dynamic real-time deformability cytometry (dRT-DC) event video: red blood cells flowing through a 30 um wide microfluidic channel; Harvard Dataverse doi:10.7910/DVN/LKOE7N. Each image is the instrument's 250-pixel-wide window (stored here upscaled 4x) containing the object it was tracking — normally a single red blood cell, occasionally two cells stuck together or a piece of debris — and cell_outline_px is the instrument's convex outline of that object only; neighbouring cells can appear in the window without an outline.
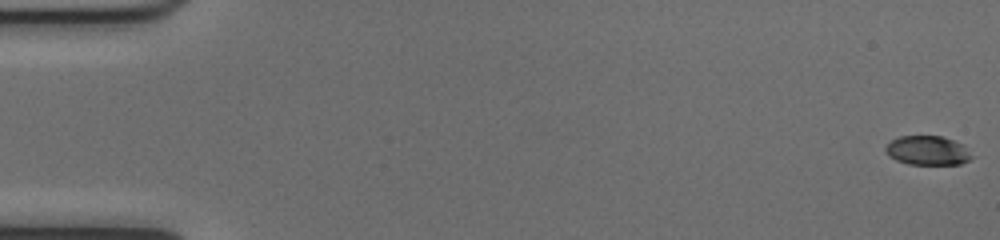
{"species": "common noctule bat (a hibernating species)", "species_latin": "Nyctalus noctula", "temperature_condition": "cold", "stored_images_in_passage": 49, "camera_frame_rate_fps": 3000, "um_per_image_px": 0.085, "animal": {"sex": "female", "body_mass_g": 17.0, "forearm_length_mm": 48.0}, "frame": {"image": 1, "passage_image": 1, "time_ms": 0.0, "image_size_px": [1000, 240], "cell_outline_px": [[972, 156], [968, 160], [960, 164], [908, 164], [896, 160], [888, 156], [884, 148], [892, 140], [900, 136], [940, 136], [952, 140], [960, 144]], "centroid_in_image_um": [78.78, 12.8], "position_along_channel_um": 6.2, "area_um2": 14.33}}
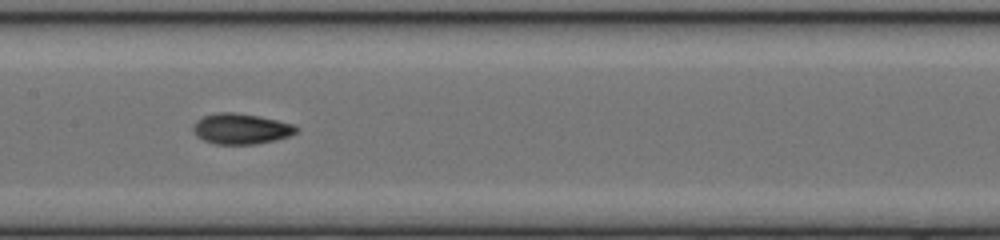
{"frame": {"image": 2, "passage_image": 27, "time_ms": 8.667, "image_size_px": [1000, 240], "cell_outline_px": [[300, 128], [296, 132], [288, 136], [276, 140], [256, 144], [216, 144], [204, 140], [196, 136], [192, 128], [192, 124], [196, 120], [204, 116], [216, 112], [236, 112], [260, 116], [292, 124]], "centroid_in_image_um": [20.46, 10.94], "position_along_channel_um": 186.9, "area_um2": 18.5}}
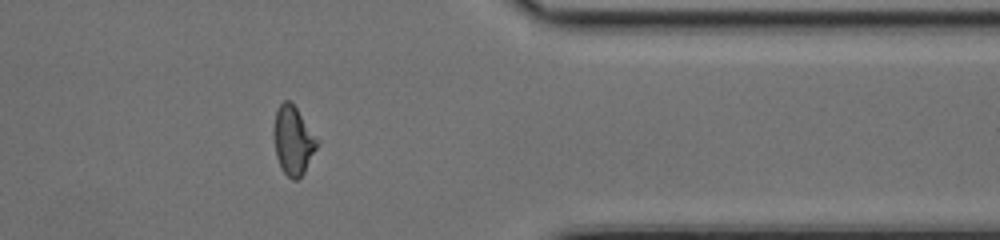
{"frame": {"image": 3, "passage_image": 43, "time_ms": 14.0, "image_size_px": [1000, 240], "cell_outline_px": [[320, 140], [304, 172], [296, 180], [292, 180], [280, 168], [276, 156], [272, 136], [272, 128], [276, 108], [284, 100], [288, 100], [296, 108]], "centroid_in_image_um": [24.88, 11.92], "position_along_channel_um": 386.5, "area_um2": 17.57}}